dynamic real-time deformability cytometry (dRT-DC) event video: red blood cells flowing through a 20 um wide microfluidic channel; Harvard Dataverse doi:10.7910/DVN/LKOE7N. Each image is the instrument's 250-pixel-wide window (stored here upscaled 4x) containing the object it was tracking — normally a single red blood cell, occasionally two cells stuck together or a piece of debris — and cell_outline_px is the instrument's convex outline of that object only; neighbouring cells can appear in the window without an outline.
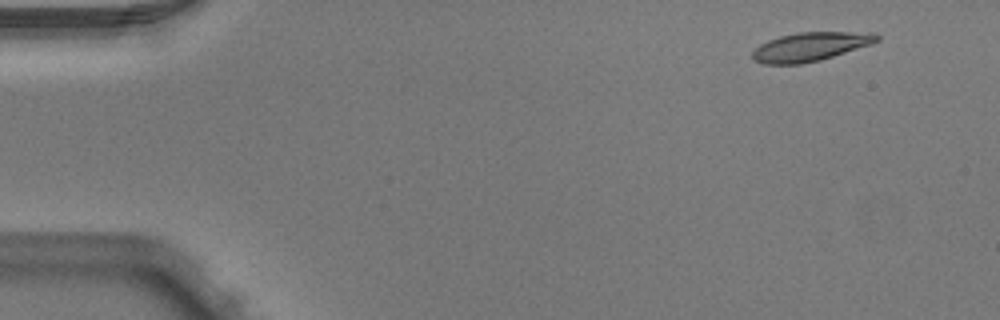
{"species": "Egyptian fruit bat (a non-hibernating species)", "species_latin": "Rousettus aegyptiacus", "temperature_condition": "warm", "stored_images_in_passage": 4, "camera_frame_rate_fps": 3000, "um_per_image_px": 0.085, "animal": {"sex": "male"}, "frame": {"image": 1, "passage_image": 1, "time_ms": 0.0, "image_size_px": [1000, 320], "cell_outline_px": [[880, 40], [872, 44], [820, 60], [800, 64], [764, 64], [752, 60], [752, 52], [760, 44], [768, 40], [780, 36], [796, 32], [876, 32], [880, 36]], "centroid_in_image_um": [68.9, 3.96], "position_along_channel_um": 16.1, "area_um2": 21.04}}
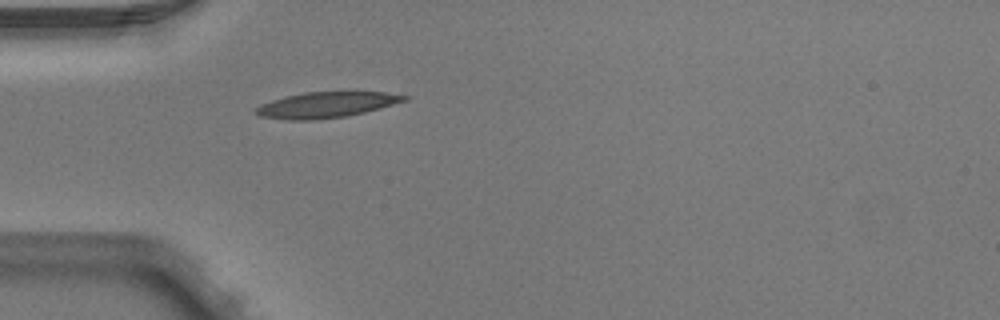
{"frame": {"image": 2, "passage_image": 4, "time_ms": 1.0, "image_size_px": [1000, 320], "cell_outline_px": [[412, 96], [408, 100], [380, 108], [364, 112], [344, 116], [316, 120], [288, 120], [260, 116], [252, 112], [252, 108], [260, 104], [284, 96], [304, 92], [384, 92]], "centroid_in_image_um": [27.69, 8.91], "position_along_channel_um": 57.3, "area_um2": 22.43}}